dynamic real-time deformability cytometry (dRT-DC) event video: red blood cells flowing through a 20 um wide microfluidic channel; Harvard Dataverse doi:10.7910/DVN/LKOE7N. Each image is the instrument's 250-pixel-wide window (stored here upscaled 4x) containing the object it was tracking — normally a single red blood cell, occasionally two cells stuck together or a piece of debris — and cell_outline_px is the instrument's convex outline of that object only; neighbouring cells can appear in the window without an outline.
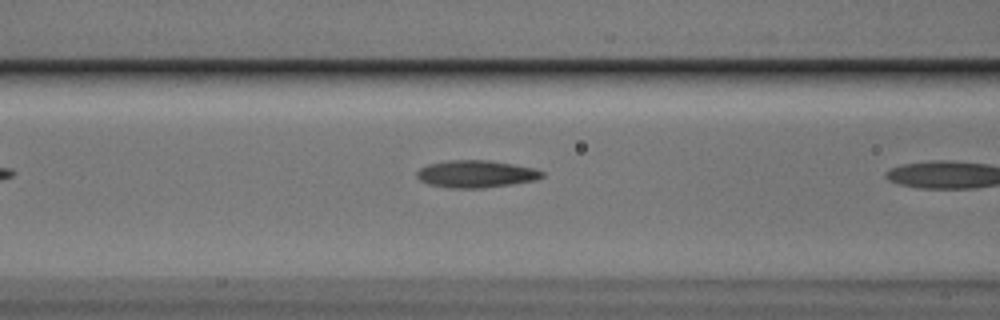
{"species": "Egyptian fruit bat (a non-hibernating species)", "species_latin": "Rousettus aegyptiacus", "temperature_condition": "cold", "stored_images_in_passage": 8, "camera_frame_rate_fps": 3000, "um_per_image_px": 0.085, "animal": {"sex": "male"}, "frame": {"image": 1, "passage_image": 7, "time_ms": 2.0, "image_size_px": [1000, 320], "cell_outline_px": [[544, 176], [536, 180], [512, 184], [480, 188], [448, 188], [428, 184], [420, 180], [416, 176], [416, 172], [420, 168], [428, 164], [448, 160], [488, 160], [512, 164], [532, 168], [544, 172]], "centroid_in_image_um": [40.43, 14.79], "position_along_channel_um": 126.2, "area_um2": 19.88}}